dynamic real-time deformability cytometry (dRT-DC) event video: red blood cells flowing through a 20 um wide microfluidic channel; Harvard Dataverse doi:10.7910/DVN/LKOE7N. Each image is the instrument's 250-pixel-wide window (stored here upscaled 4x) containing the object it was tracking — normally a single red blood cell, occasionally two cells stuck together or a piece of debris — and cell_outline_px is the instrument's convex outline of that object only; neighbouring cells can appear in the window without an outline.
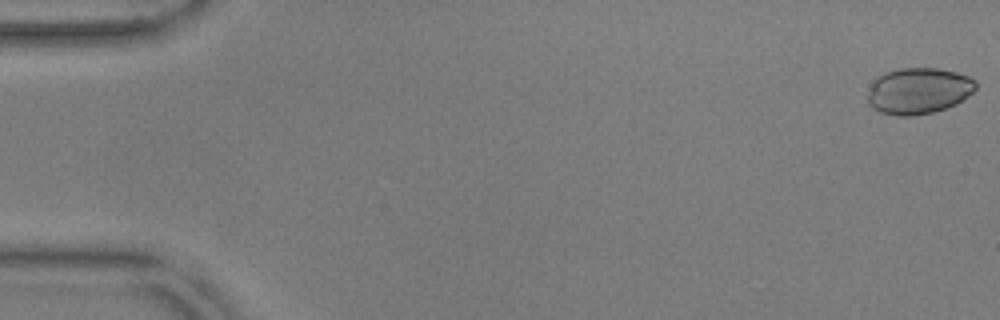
{"species": "common noctule bat (a hibernating species)", "species_latin": "Nyctalus noctula", "temperature_condition": "warm", "stored_images_in_passage": 55, "camera_frame_rate_fps": 3000, "um_per_image_px": 0.085, "animal": {"sex": "male", "body_mass_g": 17.9, "forearm_length_mm": 54.2}, "frame": {"image": 1, "passage_image": 1, "time_ms": 0.0, "image_size_px": [1000, 320], "cell_outline_px": [[976, 88], [972, 92], [956, 104], [932, 112], [912, 116], [896, 116], [880, 112], [872, 108], [868, 104], [868, 96], [872, 84], [884, 72], [900, 68], [936, 68], [956, 72], [968, 76], [976, 80]], "centroid_in_image_um": [78.07, 7.72], "position_along_channel_um": 6.9, "area_um2": 28.96}}
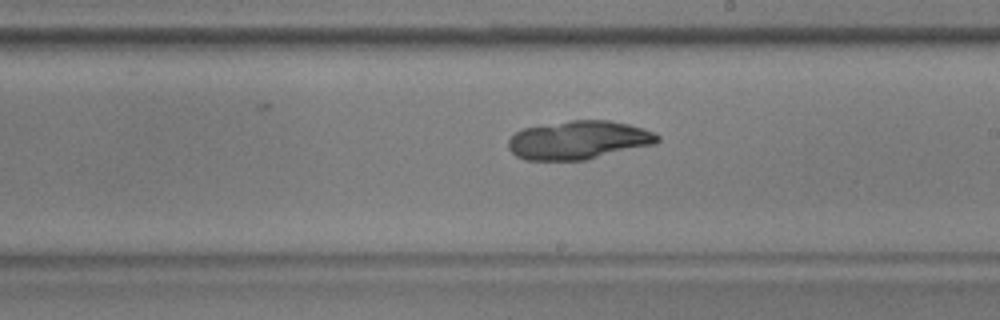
{"frame": {"image": 2, "passage_image": 32, "time_ms": 10.333, "image_size_px": [1000, 320], "cell_outline_px": [[660, 140], [656, 144], [588, 160], [524, 160], [516, 156], [508, 148], [508, 140], [516, 132], [524, 128], [572, 120], [608, 120], [628, 124], [644, 128], [660, 136]], "centroid_in_image_um": [49.21, 11.92], "position_along_channel_um": 239.8, "area_um2": 33.64}}
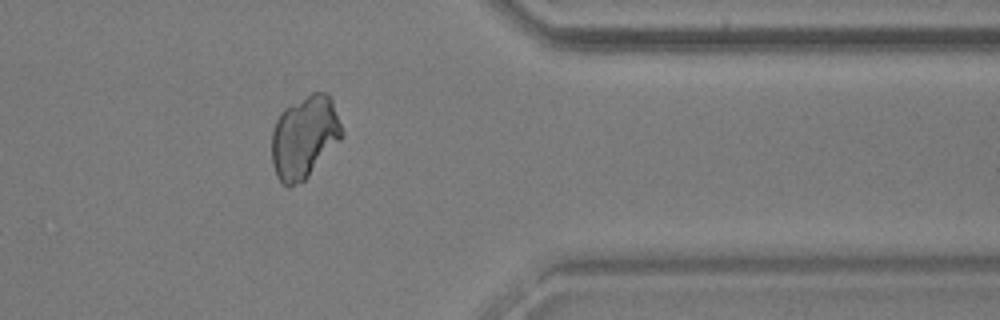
{"frame": {"image": 3, "passage_image": 45, "time_ms": 14.667, "image_size_px": [1000, 320], "cell_outline_px": [[344, 136], [308, 176], [304, 180], [288, 188], [276, 176], [272, 164], [272, 132], [276, 120], [280, 112], [284, 108], [312, 92], [328, 92], [332, 100], [344, 132]], "centroid_in_image_um": [25.88, 11.64], "position_along_channel_um": 385.5, "area_um2": 33.81}}